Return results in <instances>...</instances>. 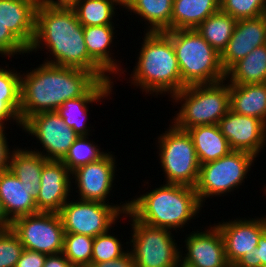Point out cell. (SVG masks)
I'll return each mask as SVG.
<instances>
[{
  "instance_id": "cell-1",
  "label": "cell",
  "mask_w": 266,
  "mask_h": 267,
  "mask_svg": "<svg viewBox=\"0 0 266 267\" xmlns=\"http://www.w3.org/2000/svg\"><path fill=\"white\" fill-rule=\"evenodd\" d=\"M42 49L47 50V56L49 53L44 63L88 70L99 80L114 81L89 56L83 26L72 7L38 5L35 34L28 53H40L37 51Z\"/></svg>"
},
{
  "instance_id": "cell-2",
  "label": "cell",
  "mask_w": 266,
  "mask_h": 267,
  "mask_svg": "<svg viewBox=\"0 0 266 267\" xmlns=\"http://www.w3.org/2000/svg\"><path fill=\"white\" fill-rule=\"evenodd\" d=\"M98 80L88 70L44 62L24 70L20 94L22 123L34 114L56 111L65 101L83 96Z\"/></svg>"
},
{
  "instance_id": "cell-3",
  "label": "cell",
  "mask_w": 266,
  "mask_h": 267,
  "mask_svg": "<svg viewBox=\"0 0 266 267\" xmlns=\"http://www.w3.org/2000/svg\"><path fill=\"white\" fill-rule=\"evenodd\" d=\"M149 188L148 192L132 197L128 204V211L147 225L167 228L176 234L184 232V227L193 223L204 208L193 187L163 182L158 188Z\"/></svg>"
},
{
  "instance_id": "cell-4",
  "label": "cell",
  "mask_w": 266,
  "mask_h": 267,
  "mask_svg": "<svg viewBox=\"0 0 266 267\" xmlns=\"http://www.w3.org/2000/svg\"><path fill=\"white\" fill-rule=\"evenodd\" d=\"M137 62L129 74L130 86L158 98L170 99L182 90V79L172 40L164 32H144ZM131 79V80H130ZM131 81V82H130Z\"/></svg>"
},
{
  "instance_id": "cell-5",
  "label": "cell",
  "mask_w": 266,
  "mask_h": 267,
  "mask_svg": "<svg viewBox=\"0 0 266 267\" xmlns=\"http://www.w3.org/2000/svg\"><path fill=\"white\" fill-rule=\"evenodd\" d=\"M172 40L182 79L190 85L214 84L225 80L221 55L196 29L164 31Z\"/></svg>"
},
{
  "instance_id": "cell-6",
  "label": "cell",
  "mask_w": 266,
  "mask_h": 267,
  "mask_svg": "<svg viewBox=\"0 0 266 267\" xmlns=\"http://www.w3.org/2000/svg\"><path fill=\"white\" fill-rule=\"evenodd\" d=\"M175 105L181 104L170 122L178 129L187 130L198 125L218 124L230 110L229 83L186 86L171 97Z\"/></svg>"
},
{
  "instance_id": "cell-7",
  "label": "cell",
  "mask_w": 266,
  "mask_h": 267,
  "mask_svg": "<svg viewBox=\"0 0 266 267\" xmlns=\"http://www.w3.org/2000/svg\"><path fill=\"white\" fill-rule=\"evenodd\" d=\"M157 142V157L164 174L165 183L195 188L200 163L193 141L187 131L176 128L171 122Z\"/></svg>"
},
{
  "instance_id": "cell-8",
  "label": "cell",
  "mask_w": 266,
  "mask_h": 267,
  "mask_svg": "<svg viewBox=\"0 0 266 267\" xmlns=\"http://www.w3.org/2000/svg\"><path fill=\"white\" fill-rule=\"evenodd\" d=\"M256 158L247 152L231 151L224 157L200 165L199 178L195 186L200 204L204 206L209 198L234 194L233 191L243 186L245 179L250 175L251 166L254 167Z\"/></svg>"
},
{
  "instance_id": "cell-9",
  "label": "cell",
  "mask_w": 266,
  "mask_h": 267,
  "mask_svg": "<svg viewBox=\"0 0 266 267\" xmlns=\"http://www.w3.org/2000/svg\"><path fill=\"white\" fill-rule=\"evenodd\" d=\"M123 217L131 222L128 246L136 267H172L180 263V243L172 230L147 225L129 211Z\"/></svg>"
},
{
  "instance_id": "cell-10",
  "label": "cell",
  "mask_w": 266,
  "mask_h": 267,
  "mask_svg": "<svg viewBox=\"0 0 266 267\" xmlns=\"http://www.w3.org/2000/svg\"><path fill=\"white\" fill-rule=\"evenodd\" d=\"M70 200L71 198L58 212L65 233L83 234L94 238L110 229L114 230L117 222L120 223L128 211V205H111L75 198Z\"/></svg>"
},
{
  "instance_id": "cell-11",
  "label": "cell",
  "mask_w": 266,
  "mask_h": 267,
  "mask_svg": "<svg viewBox=\"0 0 266 267\" xmlns=\"http://www.w3.org/2000/svg\"><path fill=\"white\" fill-rule=\"evenodd\" d=\"M12 231L26 250L47 255L63 251L64 228L55 212H38L18 217L12 221Z\"/></svg>"
},
{
  "instance_id": "cell-12",
  "label": "cell",
  "mask_w": 266,
  "mask_h": 267,
  "mask_svg": "<svg viewBox=\"0 0 266 267\" xmlns=\"http://www.w3.org/2000/svg\"><path fill=\"white\" fill-rule=\"evenodd\" d=\"M22 131L36 137V145L39 143L42 147L31 150L47 160L62 161L78 138L75 131L55 111L40 112L28 117L22 123Z\"/></svg>"
},
{
  "instance_id": "cell-13",
  "label": "cell",
  "mask_w": 266,
  "mask_h": 267,
  "mask_svg": "<svg viewBox=\"0 0 266 267\" xmlns=\"http://www.w3.org/2000/svg\"><path fill=\"white\" fill-rule=\"evenodd\" d=\"M116 160L114 153L108 150L99 160L79 166L73 170L71 172L72 191L73 189L77 190L72 193H78L74 198L78 197L77 199L79 200L98 201L111 205H128L129 200L120 201V204L109 202V197L113 195V188L116 185L114 181L117 180L118 165ZM73 186L76 188H73Z\"/></svg>"
},
{
  "instance_id": "cell-14",
  "label": "cell",
  "mask_w": 266,
  "mask_h": 267,
  "mask_svg": "<svg viewBox=\"0 0 266 267\" xmlns=\"http://www.w3.org/2000/svg\"><path fill=\"white\" fill-rule=\"evenodd\" d=\"M183 239L186 249L180 245V263L183 266L230 267L226 259L223 237L215 224L206 226L204 230L194 229Z\"/></svg>"
},
{
  "instance_id": "cell-15",
  "label": "cell",
  "mask_w": 266,
  "mask_h": 267,
  "mask_svg": "<svg viewBox=\"0 0 266 267\" xmlns=\"http://www.w3.org/2000/svg\"><path fill=\"white\" fill-rule=\"evenodd\" d=\"M248 218H229V221L214 223L223 237L226 259L230 266H234L242 256L255 249L266 232V215Z\"/></svg>"
},
{
  "instance_id": "cell-16",
  "label": "cell",
  "mask_w": 266,
  "mask_h": 267,
  "mask_svg": "<svg viewBox=\"0 0 266 267\" xmlns=\"http://www.w3.org/2000/svg\"><path fill=\"white\" fill-rule=\"evenodd\" d=\"M218 125L232 151L247 152L259 158L261 150H265L266 124L262 120L229 110Z\"/></svg>"
},
{
  "instance_id": "cell-17",
  "label": "cell",
  "mask_w": 266,
  "mask_h": 267,
  "mask_svg": "<svg viewBox=\"0 0 266 267\" xmlns=\"http://www.w3.org/2000/svg\"><path fill=\"white\" fill-rule=\"evenodd\" d=\"M71 188V171L62 161L48 160L43 165L40 190L35 197L38 211L58 213L72 197Z\"/></svg>"
},
{
  "instance_id": "cell-18",
  "label": "cell",
  "mask_w": 266,
  "mask_h": 267,
  "mask_svg": "<svg viewBox=\"0 0 266 267\" xmlns=\"http://www.w3.org/2000/svg\"><path fill=\"white\" fill-rule=\"evenodd\" d=\"M115 82L98 80L83 96L65 101L55 112L68 127L75 131L78 137L92 136V126L89 127L87 123L89 104L93 106V103L95 105L102 101L103 104V100H110L114 94L112 92H115L113 91Z\"/></svg>"
},
{
  "instance_id": "cell-19",
  "label": "cell",
  "mask_w": 266,
  "mask_h": 267,
  "mask_svg": "<svg viewBox=\"0 0 266 267\" xmlns=\"http://www.w3.org/2000/svg\"><path fill=\"white\" fill-rule=\"evenodd\" d=\"M266 44V14L236 21L227 47L221 54L225 72L238 60L243 59L255 48Z\"/></svg>"
},
{
  "instance_id": "cell-20",
  "label": "cell",
  "mask_w": 266,
  "mask_h": 267,
  "mask_svg": "<svg viewBox=\"0 0 266 267\" xmlns=\"http://www.w3.org/2000/svg\"><path fill=\"white\" fill-rule=\"evenodd\" d=\"M119 25H103V26H83V34L85 44L87 46L89 56L114 80L122 81L121 76L127 73L128 68H123L121 59L113 56V47L115 38L117 37L115 30ZM116 34V36H115ZM113 44V45H112ZM112 48V49H111ZM114 58V59H113ZM117 59V60H116ZM124 69V70H123ZM112 75V76H111ZM117 75V76H116Z\"/></svg>"
},
{
  "instance_id": "cell-21",
  "label": "cell",
  "mask_w": 266,
  "mask_h": 267,
  "mask_svg": "<svg viewBox=\"0 0 266 267\" xmlns=\"http://www.w3.org/2000/svg\"><path fill=\"white\" fill-rule=\"evenodd\" d=\"M38 0H0V22L29 49L35 34Z\"/></svg>"
},
{
  "instance_id": "cell-22",
  "label": "cell",
  "mask_w": 266,
  "mask_h": 267,
  "mask_svg": "<svg viewBox=\"0 0 266 267\" xmlns=\"http://www.w3.org/2000/svg\"><path fill=\"white\" fill-rule=\"evenodd\" d=\"M0 199L11 221L39 212L33 187L21 182L10 170L0 172Z\"/></svg>"
},
{
  "instance_id": "cell-23",
  "label": "cell",
  "mask_w": 266,
  "mask_h": 267,
  "mask_svg": "<svg viewBox=\"0 0 266 267\" xmlns=\"http://www.w3.org/2000/svg\"><path fill=\"white\" fill-rule=\"evenodd\" d=\"M123 5L124 14L133 13L145 23L143 32L171 31L173 0H123Z\"/></svg>"
},
{
  "instance_id": "cell-24",
  "label": "cell",
  "mask_w": 266,
  "mask_h": 267,
  "mask_svg": "<svg viewBox=\"0 0 266 267\" xmlns=\"http://www.w3.org/2000/svg\"><path fill=\"white\" fill-rule=\"evenodd\" d=\"M21 70L17 71L9 64L0 65V124H16L22 129L20 119ZM8 122V123H7ZM13 122V123H11Z\"/></svg>"
},
{
  "instance_id": "cell-25",
  "label": "cell",
  "mask_w": 266,
  "mask_h": 267,
  "mask_svg": "<svg viewBox=\"0 0 266 267\" xmlns=\"http://www.w3.org/2000/svg\"><path fill=\"white\" fill-rule=\"evenodd\" d=\"M186 131L193 141L200 165L224 157L232 151L218 124L198 125Z\"/></svg>"
},
{
  "instance_id": "cell-26",
  "label": "cell",
  "mask_w": 266,
  "mask_h": 267,
  "mask_svg": "<svg viewBox=\"0 0 266 267\" xmlns=\"http://www.w3.org/2000/svg\"><path fill=\"white\" fill-rule=\"evenodd\" d=\"M230 110L266 124V83L229 85Z\"/></svg>"
},
{
  "instance_id": "cell-27",
  "label": "cell",
  "mask_w": 266,
  "mask_h": 267,
  "mask_svg": "<svg viewBox=\"0 0 266 267\" xmlns=\"http://www.w3.org/2000/svg\"><path fill=\"white\" fill-rule=\"evenodd\" d=\"M219 10V0H173L171 30L195 29Z\"/></svg>"
},
{
  "instance_id": "cell-28",
  "label": "cell",
  "mask_w": 266,
  "mask_h": 267,
  "mask_svg": "<svg viewBox=\"0 0 266 267\" xmlns=\"http://www.w3.org/2000/svg\"><path fill=\"white\" fill-rule=\"evenodd\" d=\"M225 80L229 85L266 83V44L234 63L226 71Z\"/></svg>"
},
{
  "instance_id": "cell-29",
  "label": "cell",
  "mask_w": 266,
  "mask_h": 267,
  "mask_svg": "<svg viewBox=\"0 0 266 267\" xmlns=\"http://www.w3.org/2000/svg\"><path fill=\"white\" fill-rule=\"evenodd\" d=\"M28 148V149H27ZM31 147L16 146L10 158V171L27 186L33 187L34 198L40 190L41 172L48 161L41 154L30 150Z\"/></svg>"
},
{
  "instance_id": "cell-30",
  "label": "cell",
  "mask_w": 266,
  "mask_h": 267,
  "mask_svg": "<svg viewBox=\"0 0 266 267\" xmlns=\"http://www.w3.org/2000/svg\"><path fill=\"white\" fill-rule=\"evenodd\" d=\"M117 6L123 8V0H78L72 8L82 26H103L115 24Z\"/></svg>"
},
{
  "instance_id": "cell-31",
  "label": "cell",
  "mask_w": 266,
  "mask_h": 267,
  "mask_svg": "<svg viewBox=\"0 0 266 267\" xmlns=\"http://www.w3.org/2000/svg\"><path fill=\"white\" fill-rule=\"evenodd\" d=\"M236 21L231 15L219 10L195 29L221 55L232 36Z\"/></svg>"
},
{
  "instance_id": "cell-32",
  "label": "cell",
  "mask_w": 266,
  "mask_h": 267,
  "mask_svg": "<svg viewBox=\"0 0 266 267\" xmlns=\"http://www.w3.org/2000/svg\"><path fill=\"white\" fill-rule=\"evenodd\" d=\"M89 136L78 137L69 149V152L62 160L65 166L72 172L77 167L94 162L103 157L107 151L99 147ZM102 150V151H101Z\"/></svg>"
},
{
  "instance_id": "cell-33",
  "label": "cell",
  "mask_w": 266,
  "mask_h": 267,
  "mask_svg": "<svg viewBox=\"0 0 266 267\" xmlns=\"http://www.w3.org/2000/svg\"><path fill=\"white\" fill-rule=\"evenodd\" d=\"M94 238L77 233H65L62 254L73 266H90Z\"/></svg>"
},
{
  "instance_id": "cell-34",
  "label": "cell",
  "mask_w": 266,
  "mask_h": 267,
  "mask_svg": "<svg viewBox=\"0 0 266 267\" xmlns=\"http://www.w3.org/2000/svg\"><path fill=\"white\" fill-rule=\"evenodd\" d=\"M114 233L110 229L94 237L91 263H101L118 259L129 250V246H127L129 242L126 241V246H124L120 238H118L120 236Z\"/></svg>"
},
{
  "instance_id": "cell-35",
  "label": "cell",
  "mask_w": 266,
  "mask_h": 267,
  "mask_svg": "<svg viewBox=\"0 0 266 267\" xmlns=\"http://www.w3.org/2000/svg\"><path fill=\"white\" fill-rule=\"evenodd\" d=\"M220 10L236 20L257 18L266 14V0H221Z\"/></svg>"
},
{
  "instance_id": "cell-36",
  "label": "cell",
  "mask_w": 266,
  "mask_h": 267,
  "mask_svg": "<svg viewBox=\"0 0 266 267\" xmlns=\"http://www.w3.org/2000/svg\"><path fill=\"white\" fill-rule=\"evenodd\" d=\"M23 250L24 246L12 229L0 232V267H15Z\"/></svg>"
},
{
  "instance_id": "cell-37",
  "label": "cell",
  "mask_w": 266,
  "mask_h": 267,
  "mask_svg": "<svg viewBox=\"0 0 266 267\" xmlns=\"http://www.w3.org/2000/svg\"><path fill=\"white\" fill-rule=\"evenodd\" d=\"M25 54L29 55L28 48L0 22V56L8 57V60L11 58L12 62L14 56L17 58Z\"/></svg>"
},
{
  "instance_id": "cell-38",
  "label": "cell",
  "mask_w": 266,
  "mask_h": 267,
  "mask_svg": "<svg viewBox=\"0 0 266 267\" xmlns=\"http://www.w3.org/2000/svg\"><path fill=\"white\" fill-rule=\"evenodd\" d=\"M9 129V125L8 127L0 124V172L2 171H8L10 169V158L11 155L14 151V146L11 148H9V142L7 140H9L7 138V130L5 129Z\"/></svg>"
},
{
  "instance_id": "cell-39",
  "label": "cell",
  "mask_w": 266,
  "mask_h": 267,
  "mask_svg": "<svg viewBox=\"0 0 266 267\" xmlns=\"http://www.w3.org/2000/svg\"><path fill=\"white\" fill-rule=\"evenodd\" d=\"M47 254L24 249L15 267H43Z\"/></svg>"
},
{
  "instance_id": "cell-40",
  "label": "cell",
  "mask_w": 266,
  "mask_h": 267,
  "mask_svg": "<svg viewBox=\"0 0 266 267\" xmlns=\"http://www.w3.org/2000/svg\"><path fill=\"white\" fill-rule=\"evenodd\" d=\"M90 266L92 267H136L130 250H128L122 257L118 259L101 262V263H91Z\"/></svg>"
},
{
  "instance_id": "cell-41",
  "label": "cell",
  "mask_w": 266,
  "mask_h": 267,
  "mask_svg": "<svg viewBox=\"0 0 266 267\" xmlns=\"http://www.w3.org/2000/svg\"><path fill=\"white\" fill-rule=\"evenodd\" d=\"M43 267H74L61 253L47 255Z\"/></svg>"
},
{
  "instance_id": "cell-42",
  "label": "cell",
  "mask_w": 266,
  "mask_h": 267,
  "mask_svg": "<svg viewBox=\"0 0 266 267\" xmlns=\"http://www.w3.org/2000/svg\"><path fill=\"white\" fill-rule=\"evenodd\" d=\"M233 267H261V261H257L256 247L250 253L242 256Z\"/></svg>"
},
{
  "instance_id": "cell-43",
  "label": "cell",
  "mask_w": 266,
  "mask_h": 267,
  "mask_svg": "<svg viewBox=\"0 0 266 267\" xmlns=\"http://www.w3.org/2000/svg\"><path fill=\"white\" fill-rule=\"evenodd\" d=\"M256 255L257 261H261V267H266V232L259 239Z\"/></svg>"
},
{
  "instance_id": "cell-44",
  "label": "cell",
  "mask_w": 266,
  "mask_h": 267,
  "mask_svg": "<svg viewBox=\"0 0 266 267\" xmlns=\"http://www.w3.org/2000/svg\"><path fill=\"white\" fill-rule=\"evenodd\" d=\"M40 5L49 7H72L78 0H38Z\"/></svg>"
},
{
  "instance_id": "cell-45",
  "label": "cell",
  "mask_w": 266,
  "mask_h": 267,
  "mask_svg": "<svg viewBox=\"0 0 266 267\" xmlns=\"http://www.w3.org/2000/svg\"><path fill=\"white\" fill-rule=\"evenodd\" d=\"M12 221L7 217L0 199V232L11 229Z\"/></svg>"
},
{
  "instance_id": "cell-46",
  "label": "cell",
  "mask_w": 266,
  "mask_h": 267,
  "mask_svg": "<svg viewBox=\"0 0 266 267\" xmlns=\"http://www.w3.org/2000/svg\"><path fill=\"white\" fill-rule=\"evenodd\" d=\"M265 185H266V184H265ZM265 185H264V188H263V189L265 190V191H264V194H265V196H266V186H265Z\"/></svg>"
},
{
  "instance_id": "cell-47",
  "label": "cell",
  "mask_w": 266,
  "mask_h": 267,
  "mask_svg": "<svg viewBox=\"0 0 266 267\" xmlns=\"http://www.w3.org/2000/svg\"><path fill=\"white\" fill-rule=\"evenodd\" d=\"M74 267H92V266H74Z\"/></svg>"
}]
</instances>
